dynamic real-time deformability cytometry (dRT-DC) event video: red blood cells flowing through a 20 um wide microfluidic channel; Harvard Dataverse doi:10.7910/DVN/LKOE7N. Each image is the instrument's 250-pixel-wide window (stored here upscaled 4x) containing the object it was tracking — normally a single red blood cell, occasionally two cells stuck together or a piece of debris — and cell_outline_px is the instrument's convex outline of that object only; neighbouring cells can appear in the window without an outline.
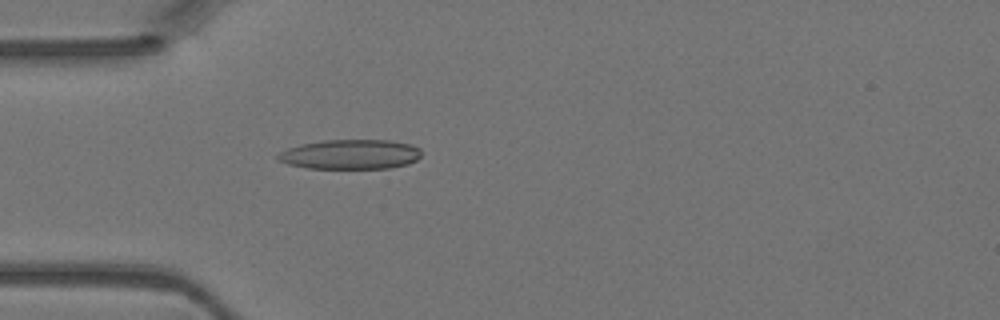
{"species": "Egyptian fruit bat (a non-hibernating species)", "species_latin": "Rousettus aegyptiacus", "temperature_condition": "warm", "stored_images_in_passage": 45, "camera_frame_rate_fps": 3000, "um_per_image_px": 0.085, "animal": {"sex": "female"}, "frame": {"image": 1, "passage_image": 13, "time_ms": 4.0, "image_size_px": [1000, 320], "cell_outline_px": [[420, 156], [416, 160], [408, 164], [388, 168], [308, 168], [288, 164], [276, 160], [276, 156], [280, 152], [288, 148], [300, 144], [324, 140], [388, 140], [408, 144], [420, 148]], "centroid_in_image_um": [29.75, 13.12], "position_along_channel_um": 55.2, "area_um2": 24.74}}
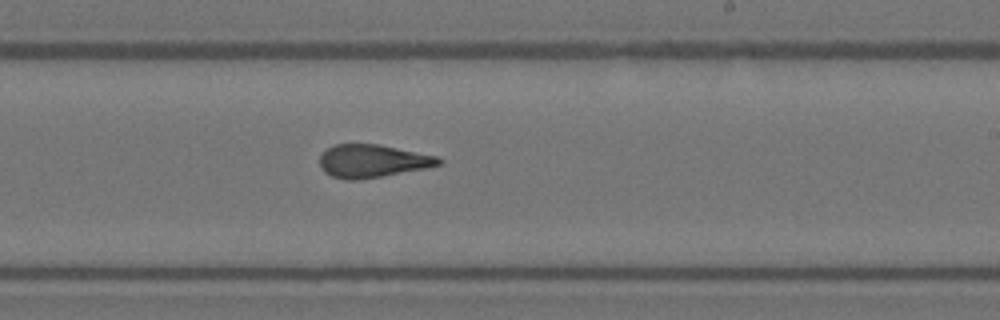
{"frame": {"image": 2, "passage_image": 27, "time_ms": 8.667, "image_size_px": [1000, 320], "cell_outline_px": [[444, 160], [440, 164], [428, 168], [360, 180], [348, 180], [332, 176], [324, 172], [320, 168], [320, 156], [328, 148], [336, 144], [380, 144], [436, 156]], "centroid_in_image_um": [31.67, 13.69], "position_along_channel_um": 257.3, "area_um2": 22.89}}
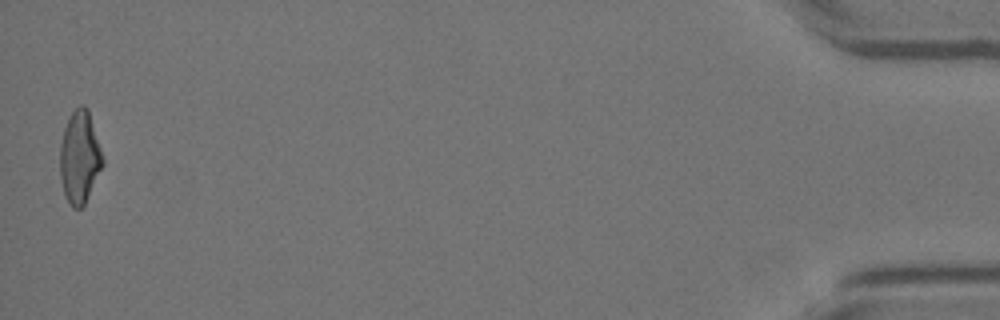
{"frame": {"image": 3, "passage_image": 45, "time_ms": 14.667, "image_size_px": [1000, 320], "cell_outline_px": [[104, 164], [84, 204], [80, 208], [72, 208], [68, 204], [64, 196], [60, 176], [60, 144], [64, 128], [72, 112], [80, 104], [84, 104], [88, 108], [104, 160]], "centroid_in_image_um": [6.76, 13.38], "position_along_channel_um": 428.4, "area_um2": 23.0}}